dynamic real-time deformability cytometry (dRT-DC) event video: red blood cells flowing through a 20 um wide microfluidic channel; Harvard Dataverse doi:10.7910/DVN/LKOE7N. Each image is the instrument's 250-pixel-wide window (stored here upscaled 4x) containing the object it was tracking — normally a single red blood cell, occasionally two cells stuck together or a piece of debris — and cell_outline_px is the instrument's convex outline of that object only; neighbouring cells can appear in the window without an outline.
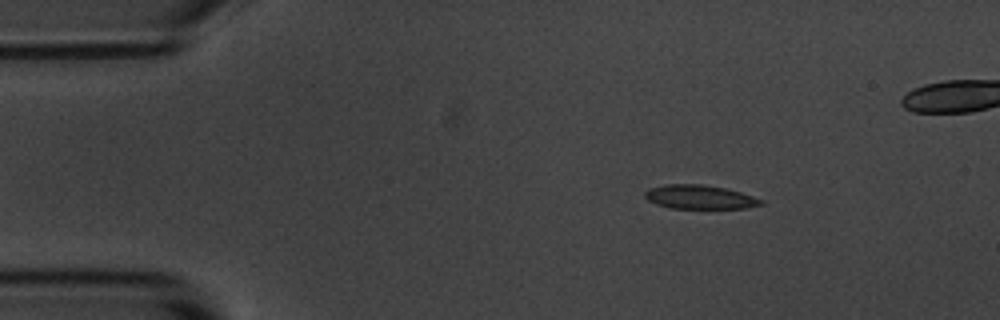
{"species": "common noctule bat (a hibernating species)", "species_latin": "Nyctalus noctula", "temperature_condition": "room temperature", "stored_images_in_passage": 4, "camera_frame_rate_fps": 3000, "um_per_image_px": 0.085, "animal": {"sex": "male", "body_mass_g": 20.1, "forearm_length_mm": 53.5}, "frame": {"image": 1, "passage_image": 1, "time_ms": 0.0, "image_size_px": [1000, 320], "cell_outline_px": [[764, 204], [744, 208], [672, 208], [656, 204], [648, 200], [644, 196], [644, 192], [648, 188], [664, 184], [704, 184], [724, 188], [740, 192], [764, 200]], "centroid_in_image_um": [59.44, 16.74], "position_along_channel_um": 25.6, "area_um2": 16.18}}